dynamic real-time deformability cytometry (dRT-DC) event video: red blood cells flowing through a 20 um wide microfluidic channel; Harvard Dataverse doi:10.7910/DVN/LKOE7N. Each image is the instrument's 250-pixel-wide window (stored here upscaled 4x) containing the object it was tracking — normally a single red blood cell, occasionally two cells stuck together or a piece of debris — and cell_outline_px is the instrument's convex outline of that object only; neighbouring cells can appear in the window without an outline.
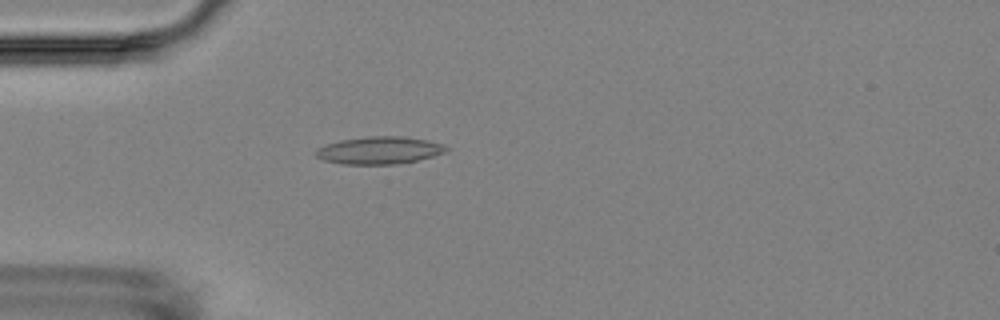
{"species": "Egyptian fruit bat (a non-hibernating species)", "species_latin": "Rousettus aegyptiacus", "temperature_condition": "room temperature", "stored_images_in_passage": 1, "camera_frame_rate_fps": 3000, "um_per_image_px": 0.085, "animal": {"sex": "female"}, "frame": {"image": 1, "passage_image": 1, "time_ms": 0.0, "image_size_px": [1000, 320], "cell_outline_px": [[448, 152], [416, 160], [392, 164], [344, 164], [324, 160], [316, 156], [316, 152], [320, 148], [328, 144], [340, 140], [368, 136], [404, 136], [444, 144], [448, 148]], "centroid_in_image_um": [32.28, 12.77], "position_along_channel_um": 52.7, "area_um2": 20.52}}